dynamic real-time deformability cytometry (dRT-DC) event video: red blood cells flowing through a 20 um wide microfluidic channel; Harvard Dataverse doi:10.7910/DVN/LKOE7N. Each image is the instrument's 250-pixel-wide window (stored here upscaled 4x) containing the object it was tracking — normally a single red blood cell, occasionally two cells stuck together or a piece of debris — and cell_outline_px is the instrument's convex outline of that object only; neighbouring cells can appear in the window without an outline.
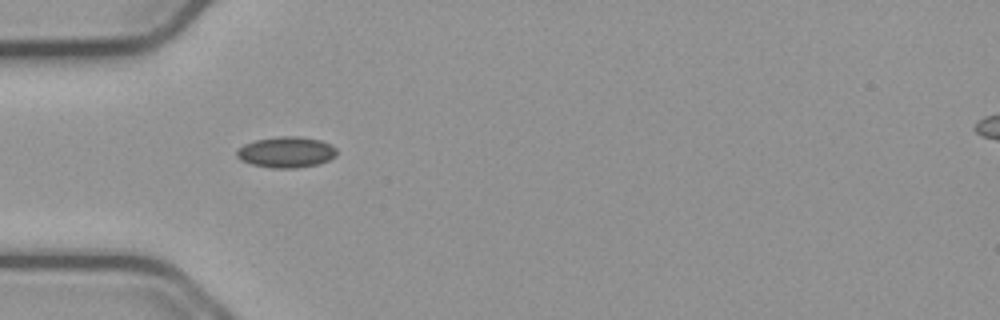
{"species": "common noctule bat (a hibernating species)", "species_latin": "Nyctalus noctula", "temperature_condition": "cold", "stored_images_in_passage": 39, "camera_frame_rate_fps": 3000, "um_per_image_px": 0.085, "animal": {"sex": "male", "body_mass_g": 23.1, "forearm_length_mm": 52.7}, "frame": {"image": 1, "passage_image": 1, "time_ms": 0.0, "image_size_px": [1000, 320], "cell_outline_px": [[336, 156], [320, 164], [296, 168], [272, 168], [252, 164], [240, 160], [236, 156], [236, 152], [244, 144], [256, 140], [280, 136], [300, 136], [320, 140], [332, 144], [336, 148]], "centroid_in_image_um": [24.36, 12.93], "position_along_channel_um": 60.6, "area_um2": 18.09}}
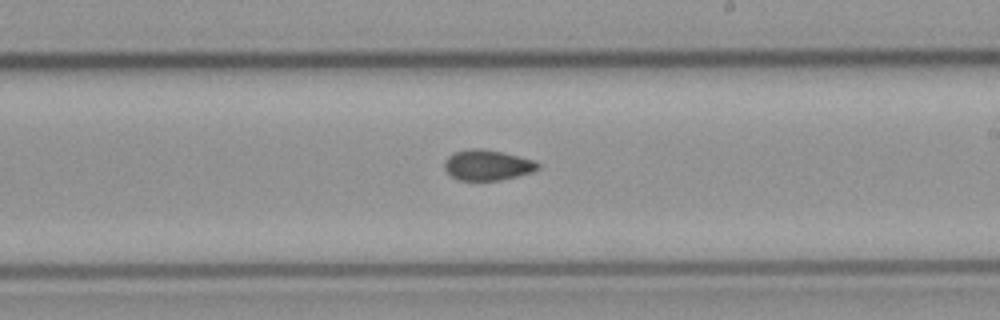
{"frame": {"image": 2, "passage_image": 16, "time_ms": 5.0, "image_size_px": [1000, 320], "cell_outline_px": [[540, 168], [532, 172], [500, 180], [460, 180], [452, 176], [444, 168], [444, 160], [452, 152], [472, 148], [484, 148], [532, 160], [540, 164]], "centroid_in_image_um": [41.39, 14.02], "position_along_channel_um": 247.6, "area_um2": 16.47}}
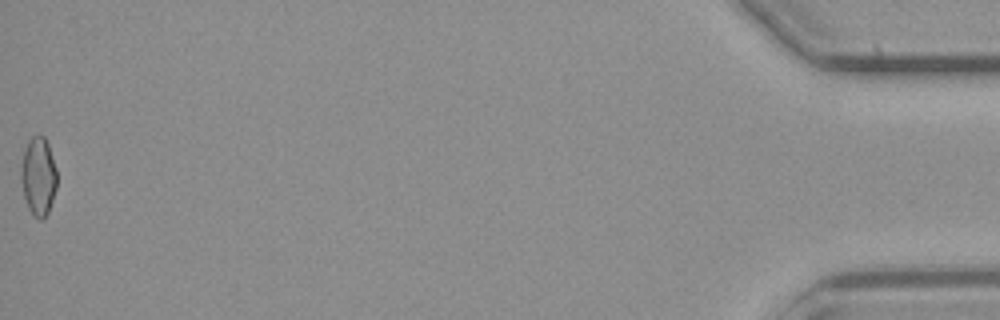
{"frame": {"image": 3, "passage_image": 39, "time_ms": 12.667, "image_size_px": [1000, 320], "cell_outline_px": [[56, 188], [48, 212], [40, 220], [28, 208], [24, 196], [20, 180], [20, 168], [24, 152], [28, 140], [32, 136], [44, 136], [48, 144], [56, 168]], "centroid_in_image_um": [3.24, 14.96], "position_along_channel_um": 432.0, "area_um2": 16.18}, "authors_computed_cell_mechanics": {"area_um2": 16.473, "velocity_mm_per_s": 3.7733, "shape_relaxation_time_tau1_ms": null, "shape_relaxation_time_tau2_ms": 3.8568, "deformation_change_tau1": null, "deformation_change_tau2": 0.0725}}